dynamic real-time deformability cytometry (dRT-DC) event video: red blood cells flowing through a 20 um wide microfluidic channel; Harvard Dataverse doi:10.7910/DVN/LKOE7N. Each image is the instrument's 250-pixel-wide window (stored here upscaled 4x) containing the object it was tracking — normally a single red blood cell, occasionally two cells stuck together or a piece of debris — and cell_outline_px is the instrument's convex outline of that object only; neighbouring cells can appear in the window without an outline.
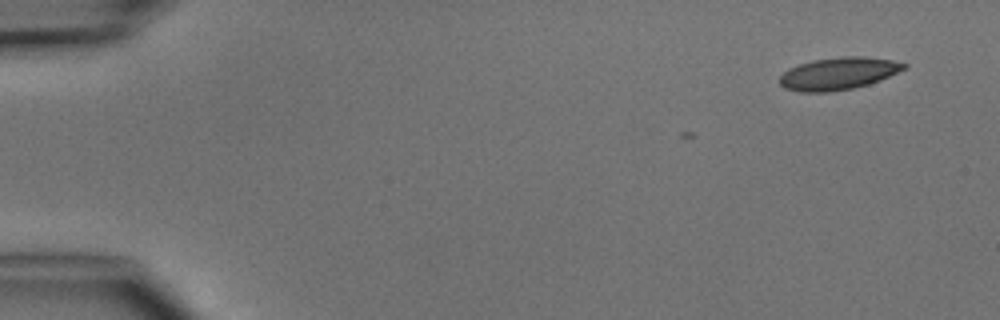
{"species": "common noctule bat (a hibernating species)", "species_latin": "Nyctalus noctula", "temperature_condition": "cold", "stored_images_in_passage": 4, "camera_frame_rate_fps": 3000, "um_per_image_px": 0.085, "animal": {"sex": "male", "body_mass_g": 15.6}, "frame": {"image": 1, "passage_image": 1, "time_ms": 0.0, "image_size_px": [1000, 320], "cell_outline_px": [[908, 68], [880, 80], [868, 84], [852, 88], [828, 92], [800, 92], [784, 88], [780, 84], [780, 76], [788, 68], [812, 60], [840, 56], [864, 56], [892, 60], [908, 64]], "centroid_in_image_um": [71.27, 6.24], "position_along_channel_um": 13.7, "area_um2": 23.52}}
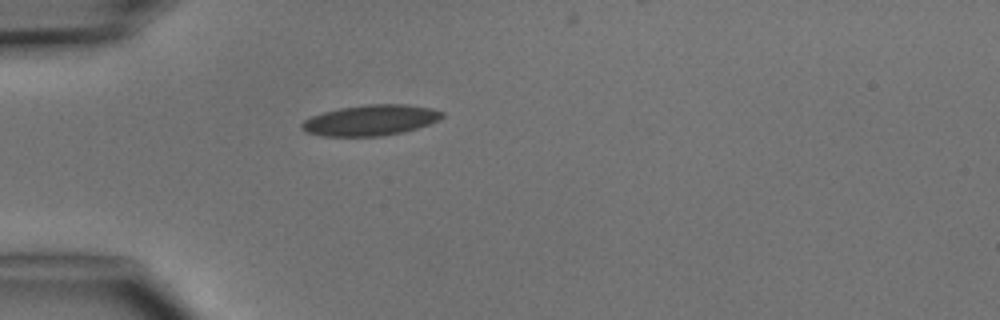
{"frame": {"image": 2, "passage_image": 4, "time_ms": 3.667, "image_size_px": [1000, 320], "cell_outline_px": [[444, 116], [428, 124], [404, 132], [380, 136], [320, 136], [308, 132], [300, 128], [300, 124], [304, 120], [312, 116], [324, 112], [340, 108], [364, 104], [408, 104], [432, 108], [444, 112]], "centroid_in_image_um": [31.49, 10.21], "position_along_channel_um": 53.5, "area_um2": 25.09}}